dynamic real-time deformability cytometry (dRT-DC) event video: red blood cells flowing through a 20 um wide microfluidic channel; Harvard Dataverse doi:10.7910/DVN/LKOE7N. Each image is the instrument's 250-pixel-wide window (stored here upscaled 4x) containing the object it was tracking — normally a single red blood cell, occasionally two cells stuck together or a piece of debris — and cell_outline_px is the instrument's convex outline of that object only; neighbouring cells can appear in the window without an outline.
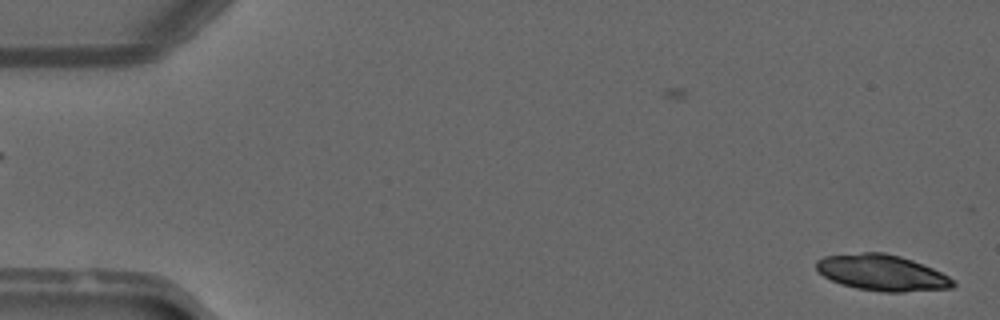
{"species": "common noctule bat (a hibernating species)", "species_latin": "Nyctalus noctula", "temperature_condition": "warm", "stored_images_in_passage": 50, "camera_frame_rate_fps": 3000, "um_per_image_px": 0.085, "animal": {"sex": "male", "forearm_length_mm": 52.5}, "frame": {"image": 1, "passage_image": 1, "time_ms": 0.0, "image_size_px": [1000, 320], "cell_outline_px": [[956, 284], [952, 288], [904, 292], [880, 292], [856, 288], [840, 284], [824, 276], [816, 268], [816, 260], [824, 256], [864, 252], [884, 252], [900, 256], [912, 260], [932, 268], [956, 280]], "centroid_in_image_um": [74.98, 23.19], "position_along_channel_um": 10.0, "area_um2": 28.78}}